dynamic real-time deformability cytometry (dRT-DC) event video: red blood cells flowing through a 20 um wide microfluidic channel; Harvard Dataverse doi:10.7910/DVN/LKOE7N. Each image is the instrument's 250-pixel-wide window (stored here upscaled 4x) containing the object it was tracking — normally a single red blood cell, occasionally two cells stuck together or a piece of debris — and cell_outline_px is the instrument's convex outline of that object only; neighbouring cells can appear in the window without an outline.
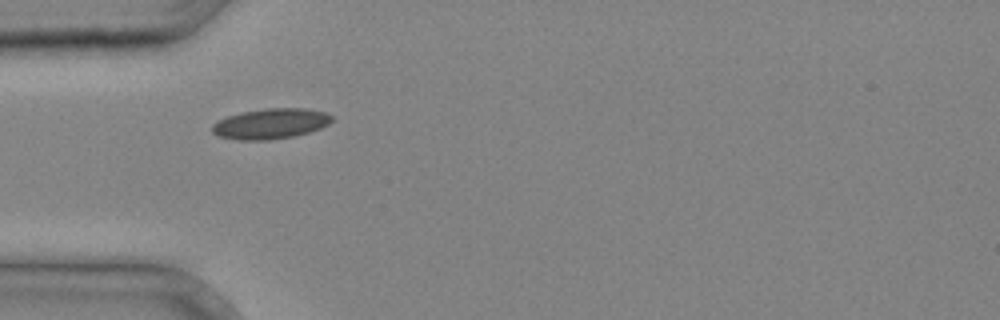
{"species": "common noctule bat (a hibernating species)", "species_latin": "Nyctalus noctula", "temperature_condition": "cold", "stored_images_in_passage": 15, "camera_frame_rate_fps": 3000, "um_per_image_px": 0.085, "animal": {"sex": "male", "body_mass_g": 20.4}, "frame": {"image": 1, "passage_image": 1, "time_ms": 0.0, "image_size_px": [1000, 320], "cell_outline_px": [[332, 120], [328, 124], [320, 128], [308, 132], [292, 136], [268, 140], [236, 140], [220, 136], [212, 132], [212, 124], [228, 116], [240, 112], [268, 108], [304, 108], [324, 112], [332, 116]], "centroid_in_image_um": [22.99, 10.51], "position_along_channel_um": 62.0, "area_um2": 20.98}}
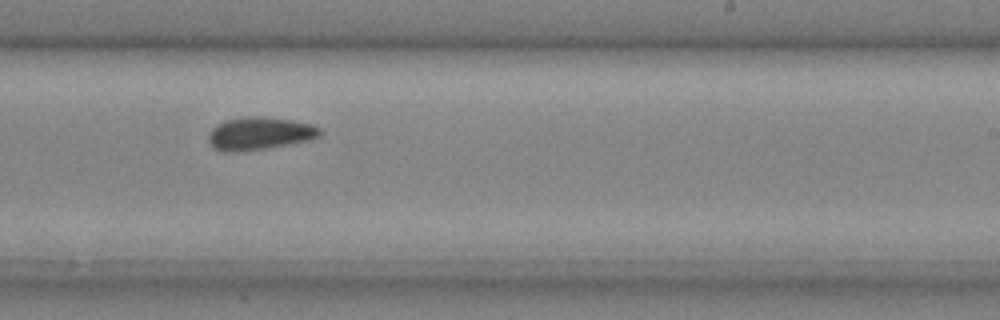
{"frame": {"image": 2, "passage_image": 13, "time_ms": 4.0, "image_size_px": [1000, 320], "cell_outline_px": [[324, 132], [320, 136], [312, 140], [264, 148], [236, 152], [224, 152], [216, 148], [208, 140], [208, 132], [216, 124], [228, 120], [244, 116], [256, 116], [292, 120], [312, 124], [320, 128]], "centroid_in_image_um": [22.09, 11.34], "position_along_channel_um": 266.9, "area_um2": 21.27}}
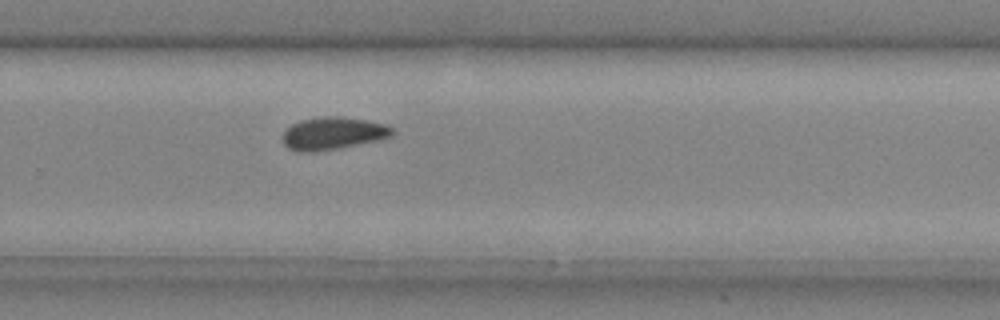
{"frame": {"image": 3, "passage_image": 15, "time_ms": 4.667, "image_size_px": [1000, 320], "cell_outline_px": [[396, 132], [392, 136], [380, 140], [316, 152], [300, 152], [288, 148], [284, 144], [284, 132], [292, 124], [300, 120], [320, 116], [340, 116], [368, 120], [388, 124]], "centroid_in_image_um": [28.35, 11.32], "position_along_channel_um": 301.4, "area_um2": 20.98}}